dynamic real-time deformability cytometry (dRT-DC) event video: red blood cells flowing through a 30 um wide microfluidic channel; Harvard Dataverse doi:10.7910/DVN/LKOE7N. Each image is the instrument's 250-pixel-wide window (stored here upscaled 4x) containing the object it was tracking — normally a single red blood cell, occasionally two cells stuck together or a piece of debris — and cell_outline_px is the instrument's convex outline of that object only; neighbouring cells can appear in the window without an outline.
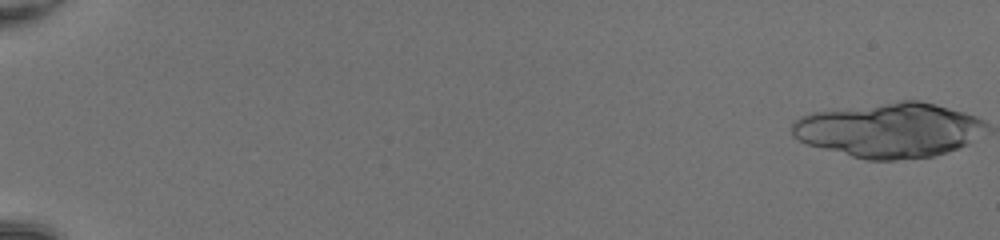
{"species": "common noctule bat (a hibernating species)", "species_latin": "Nyctalus noctula", "temperature_condition": "room temperature", "stored_images_in_passage": 21, "camera_frame_rate_fps": 3000, "um_per_image_px": 0.085, "animal": {"sex": "female", "body_mass_g": 20.0, "forearm_length_mm": 54.0}, "frame": {"image": 1, "passage_image": 1, "time_ms": 0.0, "image_size_px": [1000, 240], "cell_outline_px": [[960, 144], [952, 148], [928, 156], [856, 156], [812, 144], [804, 140], [960, 140]], "centroid_in_image_um": [75.45, 12.5], "position_along_channel_um": 9.5, "area_um2": 14.05}}